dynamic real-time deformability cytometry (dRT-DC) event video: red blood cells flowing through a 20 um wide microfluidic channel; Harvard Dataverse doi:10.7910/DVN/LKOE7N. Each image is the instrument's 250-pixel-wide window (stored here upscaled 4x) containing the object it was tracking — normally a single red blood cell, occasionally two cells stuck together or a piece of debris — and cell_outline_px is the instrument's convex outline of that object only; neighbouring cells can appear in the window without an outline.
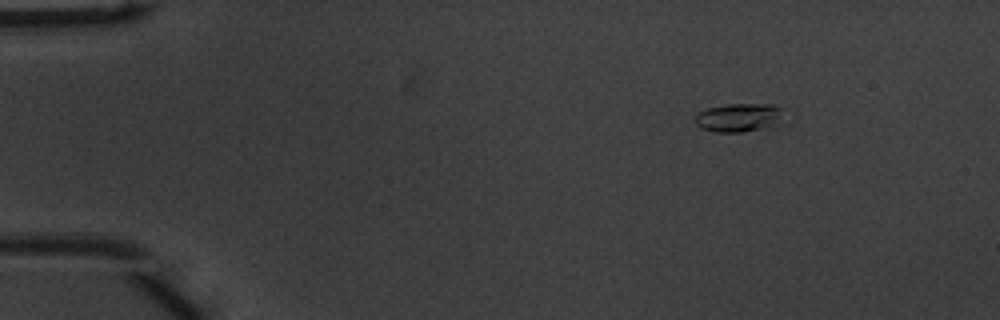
{"species": "common noctule bat (a hibernating species)", "species_latin": "Nyctalus noctula", "temperature_condition": "warm", "stored_images_in_passage": 39, "camera_frame_rate_fps": 3000, "um_per_image_px": 0.085, "animal": {"sex": "male", "body_mass_g": 20.1, "forearm_length_mm": 53.5}, "frame": {"image": 1, "passage_image": 1, "time_ms": 0.0, "image_size_px": [1000, 320], "cell_outline_px": [[780, 124], [740, 132], [716, 132], [700, 128], [696, 124], [696, 116], [700, 112], [708, 108], [728, 104], [772, 104], [780, 108]], "centroid_in_image_um": [62.77, 9.99], "position_along_channel_um": 22.2, "area_um2": 14.39}}
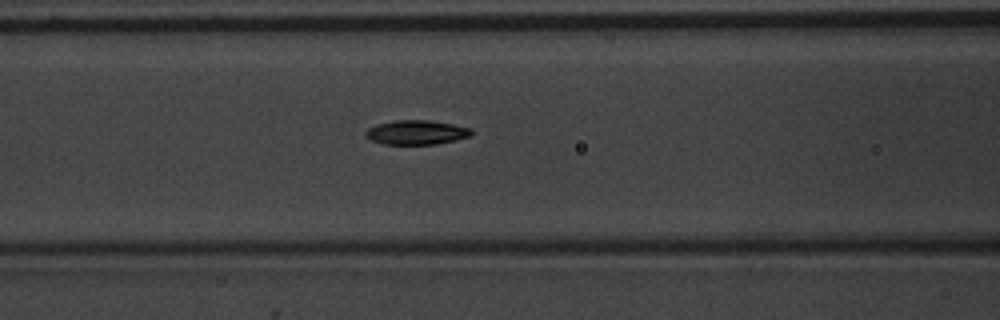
{"frame": {"image": 2, "passage_image": 16, "time_ms": 5.0, "image_size_px": [1000, 320], "cell_outline_px": [[472, 136], [456, 140], [436, 144], [384, 144], [372, 140], [364, 136], [364, 132], [368, 128], [376, 124], [396, 120], [428, 120], [452, 124], [472, 128]], "centroid_in_image_um": [35.4, 11.25], "position_along_channel_um": 131.2, "area_um2": 15.09}}
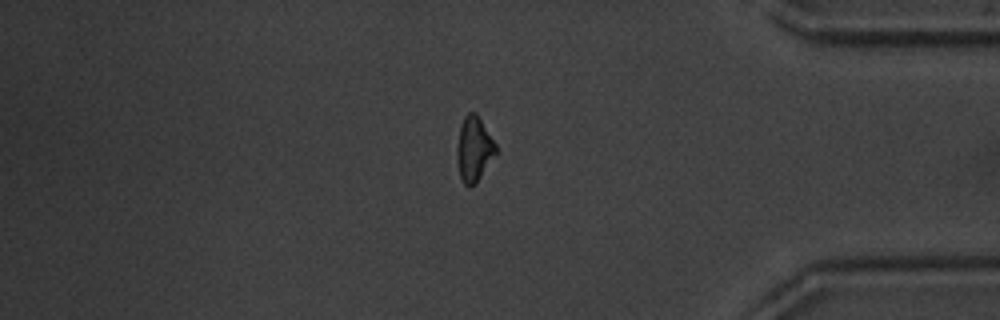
{"frame": {"image": 3, "passage_image": 38, "time_ms": 12.333, "image_size_px": [1000, 320], "cell_outline_px": [[500, 152], [476, 184], [468, 188], [464, 184], [460, 176], [456, 156], [456, 148], [460, 128], [464, 116], [468, 112], [476, 112], [496, 144]], "centroid_in_image_um": [40.33, 12.71], "position_along_channel_um": 394.9, "area_um2": 15.2}, "authors_computed_cell_mechanics": {"area_um2": 14.9702, "velocity_mm_per_s": 3.9227, "shape_relaxation_time_tau1_ms": 3.3346, "shape_relaxation_time_tau2_ms": 2.9376, "deformation_change_tau1": 0.1494, "deformation_change_tau2": 0.0936}}